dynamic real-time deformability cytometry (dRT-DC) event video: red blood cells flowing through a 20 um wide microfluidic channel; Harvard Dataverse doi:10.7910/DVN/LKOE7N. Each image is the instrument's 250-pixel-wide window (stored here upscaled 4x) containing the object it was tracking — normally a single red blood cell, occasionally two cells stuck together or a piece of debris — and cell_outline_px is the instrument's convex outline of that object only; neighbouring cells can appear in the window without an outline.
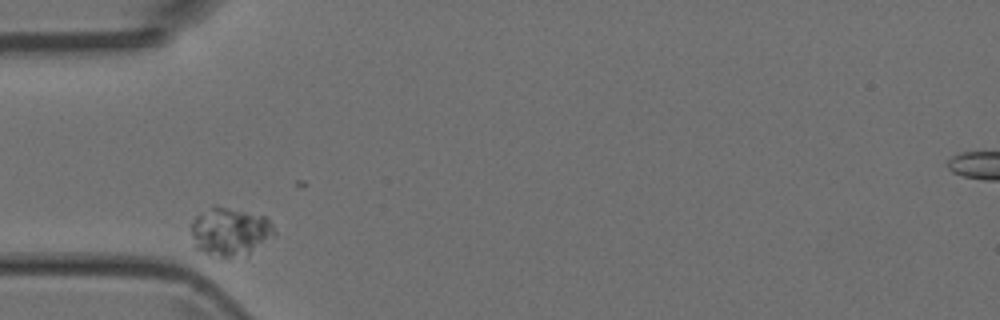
{"species": "Egyptian fruit bat (a non-hibernating species)", "species_latin": "Rousettus aegyptiacus", "temperature_condition": "room temperature", "stored_images_in_passage": 3, "camera_frame_rate_fps": 3000, "um_per_image_px": 0.085, "animal": {"sex": "female"}, "frame": {"image": 1, "passage_image": 1, "time_ms": 0.0, "image_size_px": [1000, 320], "cell_outline_px": [[276, 232], [248, 252], [232, 256], [220, 256], [204, 252], [192, 248], [192, 220], [200, 212], [212, 204], [216, 204], [264, 216], [272, 224]], "centroid_in_image_um": [19.46, 19.62], "position_along_channel_um": 65.5, "area_um2": 23.0}}
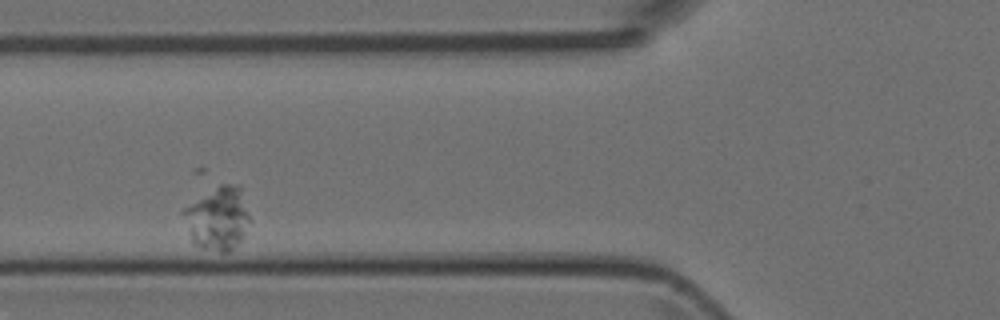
{"frame": {"image": 2, "passage_image": 2, "time_ms": 1.333, "image_size_px": [1000, 320], "cell_outline_px": [[252, 220], [240, 240], [228, 252], [220, 252], [200, 248], [192, 240], [180, 212], [184, 208], [220, 184], [240, 184]], "centroid_in_image_um": [18.54, 18.55], "position_along_channel_um": 107.3, "area_um2": 24.51}}
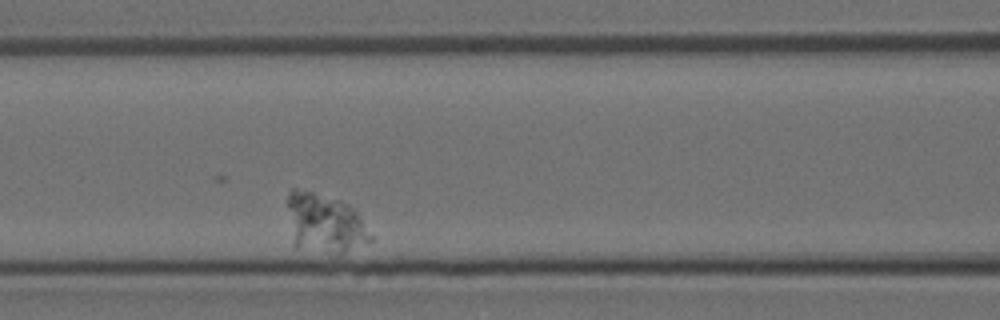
{"frame": {"image": 3, "passage_image": 3, "time_ms": 2.333, "image_size_px": [1000, 320], "cell_outline_px": [[376, 236], [372, 240], [336, 256], [328, 256], [296, 248], [292, 244], [288, 204], [288, 192], [292, 188], [296, 188], [312, 192], [340, 200], [356, 208]], "centroid_in_image_um": [27.66, 19.04], "position_along_channel_um": 138.9, "area_um2": 29.82}}